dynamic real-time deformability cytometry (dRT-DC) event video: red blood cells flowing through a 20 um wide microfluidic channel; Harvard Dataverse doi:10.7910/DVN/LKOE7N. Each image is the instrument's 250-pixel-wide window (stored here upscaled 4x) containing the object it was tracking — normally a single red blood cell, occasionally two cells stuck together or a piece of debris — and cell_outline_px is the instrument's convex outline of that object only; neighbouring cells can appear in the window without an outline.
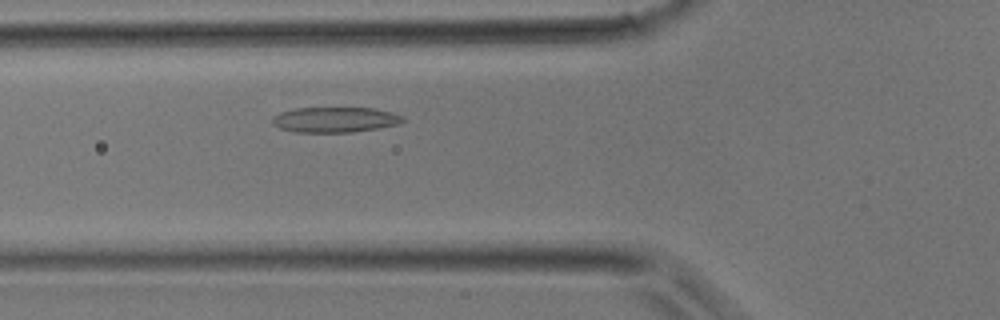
{"species": "common noctule bat (a hibernating species)", "species_latin": "Nyctalus noctula", "temperature_condition": "room temperature", "stored_images_in_passage": 29, "camera_frame_rate_fps": 3000, "um_per_image_px": 0.085, "animal": {"sex": "male", "body_mass_g": 17.9}, "frame": {"image": 1, "passage_image": 4, "time_ms": 1.0, "image_size_px": [1000, 320], "cell_outline_px": [[404, 120], [400, 124], [380, 128], [352, 132], [296, 132], [280, 128], [272, 124], [272, 116], [280, 112], [296, 108], [372, 108], [392, 112], [404, 116]], "centroid_in_image_um": [28.49, 10.17], "position_along_channel_um": 97.3, "area_um2": 19.36}}
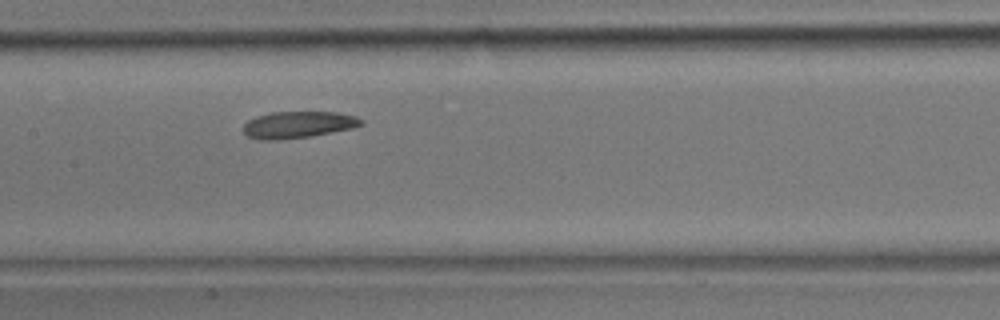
{"frame": {"image": 2, "passage_image": 9, "time_ms": 2.667, "image_size_px": [1000, 320], "cell_outline_px": [[364, 124], [352, 128], [312, 136], [280, 140], [260, 140], [248, 136], [244, 132], [244, 124], [248, 120], [256, 116], [272, 112], [336, 112], [356, 116], [364, 120]], "centroid_in_image_um": [25.35, 10.6], "position_along_channel_um": 182.0, "area_um2": 18.44}}
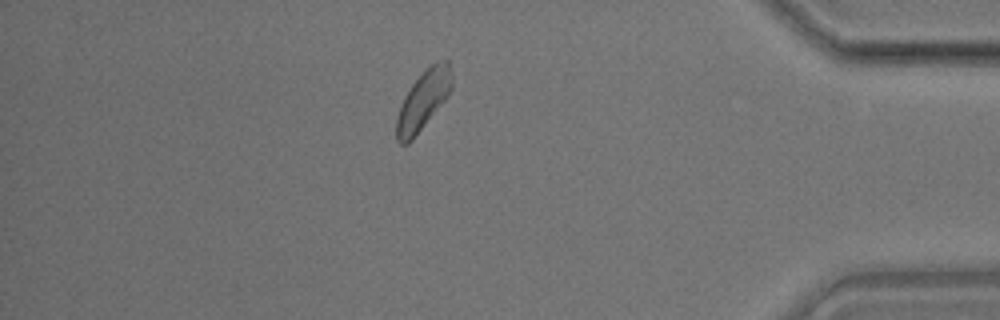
{"frame": {"image": 3, "passage_image": 24, "time_ms": 7.667, "image_size_px": [1000, 320], "cell_outline_px": [[452, 88], [448, 96], [412, 140], [408, 144], [400, 144], [396, 140], [396, 116], [400, 104], [404, 96], [412, 84], [432, 64], [440, 60], [448, 60], [452, 76]], "centroid_in_image_um": [35.96, 8.55], "position_along_channel_um": 399.2, "area_um2": 18.9}}